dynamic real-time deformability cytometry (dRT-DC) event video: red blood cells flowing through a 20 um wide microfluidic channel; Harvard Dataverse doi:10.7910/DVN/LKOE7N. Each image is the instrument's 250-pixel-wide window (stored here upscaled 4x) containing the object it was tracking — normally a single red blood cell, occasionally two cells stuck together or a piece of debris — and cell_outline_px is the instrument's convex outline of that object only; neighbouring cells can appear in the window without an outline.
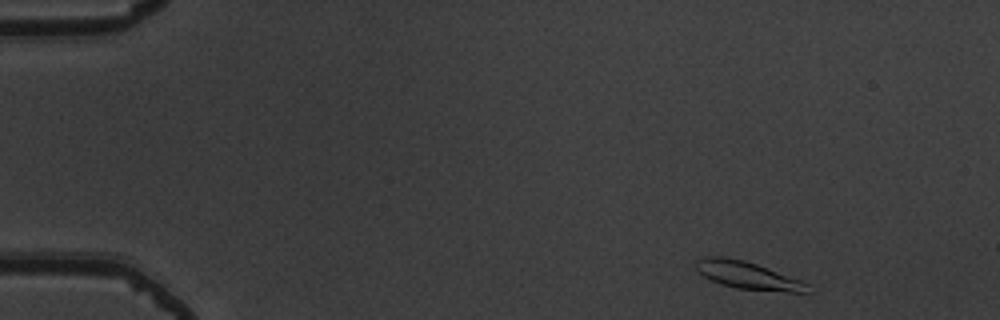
{"species": "common noctule bat (a hibernating species)", "species_latin": "Nyctalus noctula", "temperature_condition": "warm", "stored_images_in_passage": 49, "camera_frame_rate_fps": 3000, "um_per_image_px": 0.085, "animal": {"sex": "male", "body_mass_g": 19.5, "forearm_length_mm": 54.6}, "frame": {"image": 1, "passage_image": 2, "time_ms": 0.333, "image_size_px": [1000, 320], "cell_outline_px": [[812, 292], [788, 292], [736, 288], [720, 284], [696, 272], [696, 260], [700, 256], [728, 256], [744, 260], [756, 264], [808, 284]], "centroid_in_image_um": [63.47, 23.39], "position_along_channel_um": 21.5, "area_um2": 17.8}}
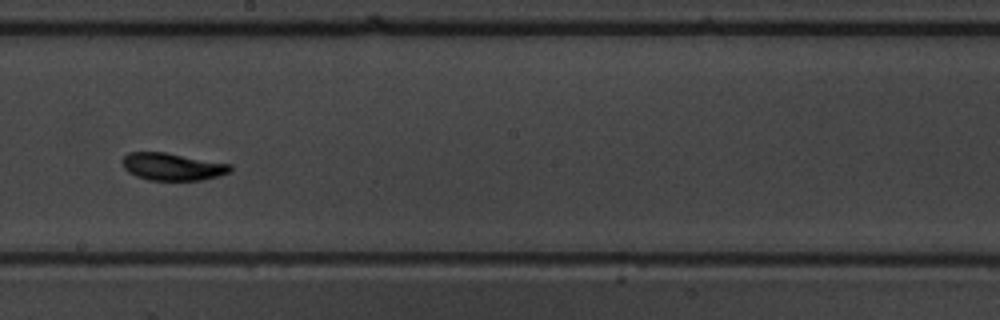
{"frame": {"image": 2, "passage_image": 27, "time_ms": 8.667, "image_size_px": [1000, 320], "cell_outline_px": [[232, 168], [228, 172], [220, 176], [204, 180], [148, 180], [136, 176], [128, 172], [124, 168], [120, 160], [128, 152], [164, 152], [232, 164]], "centroid_in_image_um": [14.64, 14.17], "position_along_channel_um": 233.6, "area_um2": 17.34}}
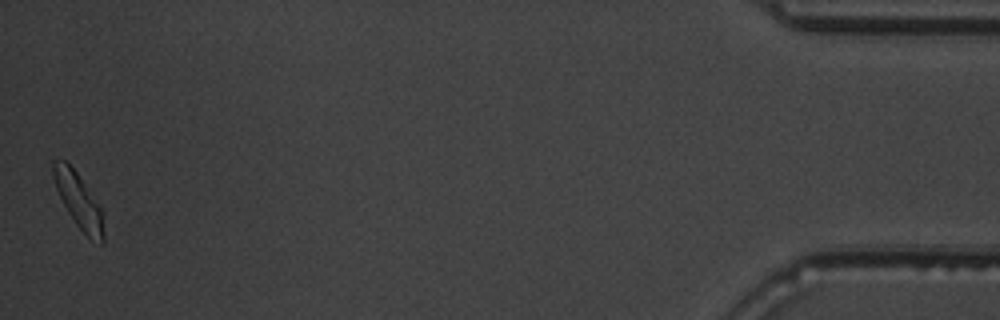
{"frame": {"image": 3, "passage_image": 49, "time_ms": 16.0, "image_size_px": [1000, 320], "cell_outline_px": [[104, 244], [100, 244], [88, 236], [76, 224], [68, 212], [56, 188], [52, 176], [52, 160], [64, 160], [76, 172], [104, 212]], "centroid_in_image_um": [6.7, 17.07], "position_along_channel_um": 428.5, "area_um2": 15.9}, "authors_computed_cell_mechanics": {"area_um2": 17.1088, "velocity_mm_per_s": 3.7972, "shape_relaxation_time_tau1_ms": 2.5174, "shape_relaxation_time_tau2_ms": 1.7209, "deformation_change_tau1": 0.1593, "deformation_change_tau2": 0.0758}}